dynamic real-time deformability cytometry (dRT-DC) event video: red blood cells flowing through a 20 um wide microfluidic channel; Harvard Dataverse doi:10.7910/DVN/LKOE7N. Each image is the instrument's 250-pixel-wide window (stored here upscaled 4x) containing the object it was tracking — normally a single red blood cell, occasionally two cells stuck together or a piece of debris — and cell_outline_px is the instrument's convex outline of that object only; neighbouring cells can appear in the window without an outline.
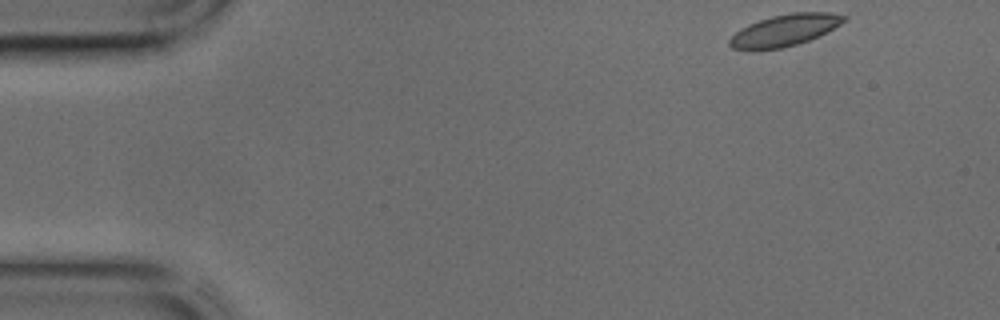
{"species": "common noctule bat (a hibernating species)", "species_latin": "Nyctalus noctula", "temperature_condition": "cold", "stored_images_in_passage": 41, "camera_frame_rate_fps": 3000, "um_per_image_px": 0.085, "animal": {"sex": "male", "body_mass_g": 17.9, "forearm_length_mm": 54.2}, "frame": {"image": 1, "passage_image": 1, "time_ms": 0.0, "image_size_px": [1000, 320], "cell_outline_px": [[848, 20], [808, 40], [796, 44], [780, 48], [756, 52], [752, 52], [732, 48], [728, 44], [728, 40], [740, 28], [748, 24], [772, 16], [792, 12], [828, 12], [848, 16]], "centroid_in_image_um": [66.63, 2.59], "position_along_channel_um": 18.4, "area_um2": 21.27}}
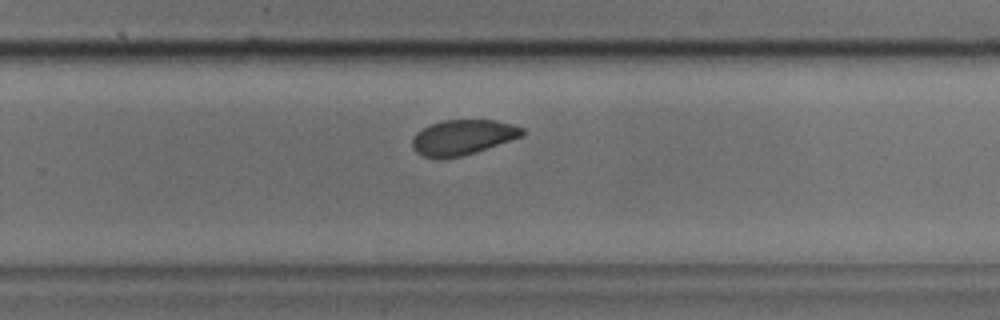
{"frame": {"image": 2, "passage_image": 26, "time_ms": 8.333, "image_size_px": [1000, 320], "cell_outline_px": [[524, 136], [476, 152], [460, 156], [436, 160], [424, 156], [416, 152], [412, 148], [412, 140], [416, 132], [440, 120], [492, 120], [512, 124], [524, 128]], "centroid_in_image_um": [39.32, 11.68], "position_along_channel_um": 290.5, "area_um2": 22.66}}
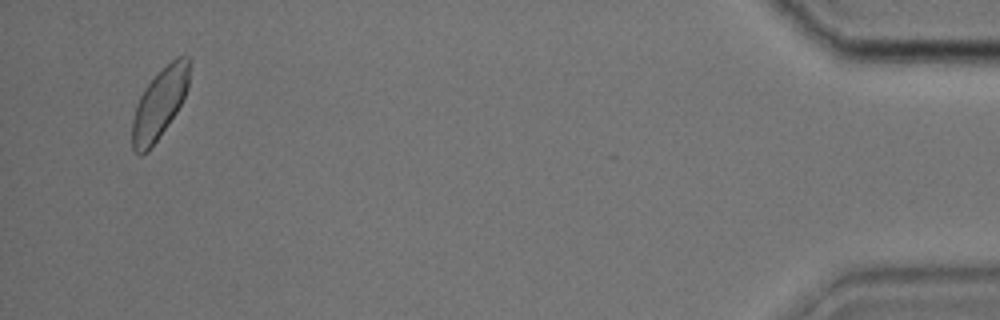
{"frame": {"image": 3, "passage_image": 40, "time_ms": 13.0, "image_size_px": [1000, 320], "cell_outline_px": [[192, 60], [188, 88], [176, 112], [148, 152], [140, 156], [132, 148], [132, 120], [136, 104], [144, 88], [176, 56], [188, 56]], "centroid_in_image_um": [13.57, 8.79], "position_along_channel_um": 421.6, "area_um2": 23.24}}